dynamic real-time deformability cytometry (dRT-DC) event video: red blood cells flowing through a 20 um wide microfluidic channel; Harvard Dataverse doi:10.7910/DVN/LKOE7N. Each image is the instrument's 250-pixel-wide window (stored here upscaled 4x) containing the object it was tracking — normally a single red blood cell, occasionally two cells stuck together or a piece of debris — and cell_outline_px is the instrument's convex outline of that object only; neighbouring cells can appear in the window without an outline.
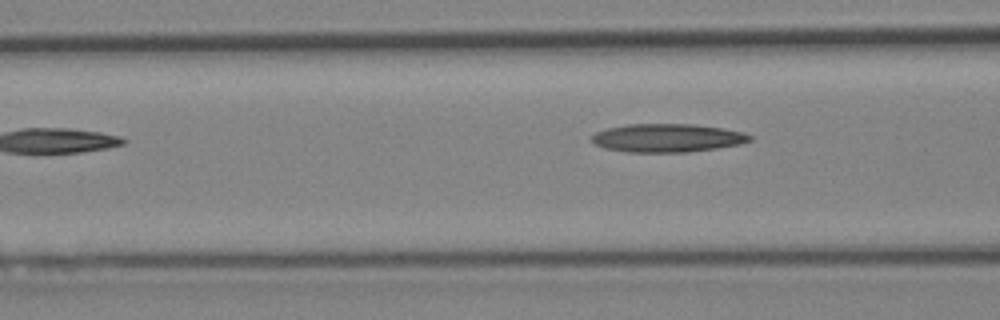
{"species": "Egyptian fruit bat (a non-hibernating species)", "species_latin": "Rousettus aegyptiacus", "temperature_condition": "cold", "stored_images_in_passage": 5, "camera_frame_rate_fps": 3000, "um_per_image_px": 0.085, "animal": {"sex": "female"}, "frame": {"image": 1, "passage_image": 3, "time_ms": 2.333, "image_size_px": [1000, 320], "cell_outline_px": [[752, 140], [740, 144], [716, 148], [688, 152], [624, 152], [604, 148], [592, 144], [592, 136], [596, 132], [608, 128], [628, 124], [696, 124], [724, 128], [744, 132], [752, 136]], "centroid_in_image_um": [56.73, 11.72], "position_along_channel_um": 109.9, "area_um2": 26.3}}
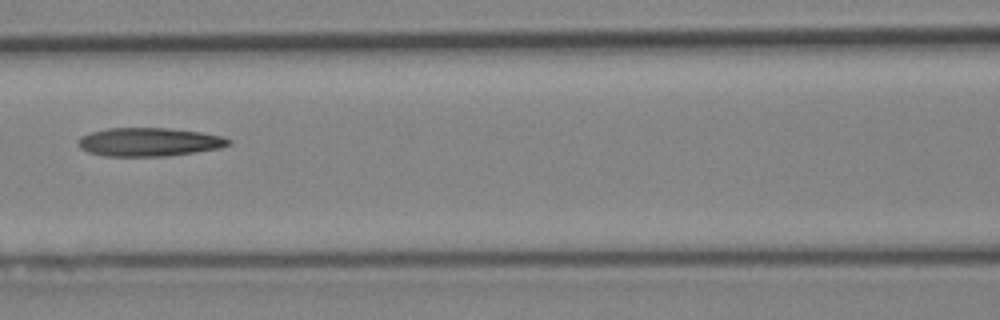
{"frame": {"image": 2, "passage_image": 4, "time_ms": 3.333, "image_size_px": [1000, 320], "cell_outline_px": [[232, 144], [220, 148], [168, 156], [104, 156], [88, 152], [80, 148], [80, 136], [92, 132], [108, 128], [168, 128], [200, 132], [220, 136], [232, 140]], "centroid_in_image_um": [12.69, 12.07], "position_along_channel_um": 153.9, "area_um2": 24.85}}
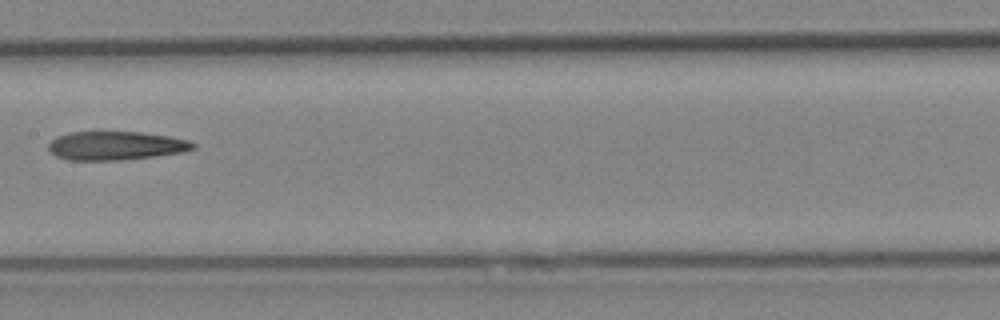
{"frame": {"image": 3, "passage_image": 5, "time_ms": 4.333, "image_size_px": [1000, 320], "cell_outline_px": [[196, 148], [184, 152], [120, 160], [68, 160], [56, 156], [48, 148], [48, 144], [56, 136], [68, 132], [140, 132], [168, 136], [188, 140], [196, 144]], "centroid_in_image_um": [9.83, 12.38], "position_along_channel_um": 197.6, "area_um2": 24.1}}